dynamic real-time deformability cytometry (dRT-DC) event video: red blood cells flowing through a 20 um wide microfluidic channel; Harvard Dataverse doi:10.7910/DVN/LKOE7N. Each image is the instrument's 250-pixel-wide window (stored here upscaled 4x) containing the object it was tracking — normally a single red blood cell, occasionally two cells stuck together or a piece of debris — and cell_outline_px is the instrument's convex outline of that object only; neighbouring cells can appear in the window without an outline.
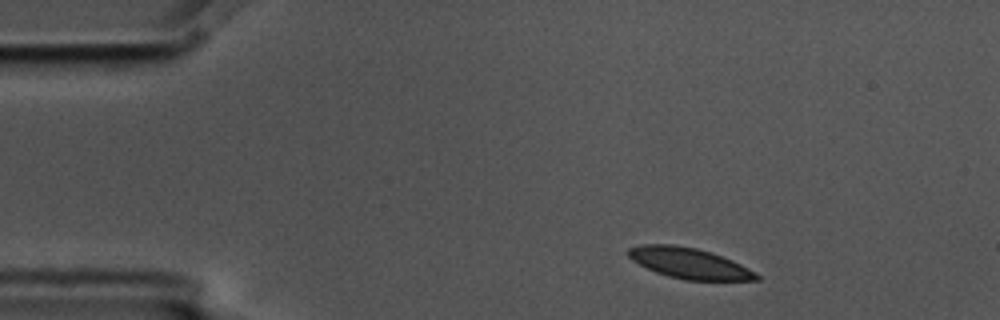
{"species": "common noctule bat (a hibernating species)", "species_latin": "Nyctalus noctula", "temperature_condition": "cold", "stored_images_in_passage": 3, "camera_frame_rate_fps": 3000, "um_per_image_px": 0.085, "animal": {"sex": "male", "body_mass_g": 17.5, "forearm_length_mm": 52.3}, "frame": {"image": 1, "passage_image": 1, "time_ms": 0.0, "image_size_px": [1000, 320], "cell_outline_px": [[760, 280], [684, 280], [668, 276], [656, 272], [632, 260], [628, 256], [628, 248], [640, 244], [672, 244], [696, 248], [712, 252], [732, 260], [756, 272], [760, 276]], "centroid_in_image_um": [58.59, 22.37], "position_along_channel_um": 26.4, "area_um2": 22.89}}